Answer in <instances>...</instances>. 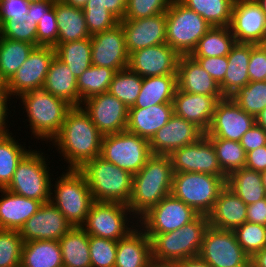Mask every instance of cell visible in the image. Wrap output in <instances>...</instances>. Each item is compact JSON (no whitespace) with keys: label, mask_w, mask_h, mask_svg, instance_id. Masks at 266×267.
<instances>
[{"label":"cell","mask_w":266,"mask_h":267,"mask_svg":"<svg viewBox=\"0 0 266 267\" xmlns=\"http://www.w3.org/2000/svg\"><path fill=\"white\" fill-rule=\"evenodd\" d=\"M102 139L103 135L83 107L73 106L51 141L68 163V169H79L88 160L100 156Z\"/></svg>","instance_id":"cell-1"},{"label":"cell","mask_w":266,"mask_h":267,"mask_svg":"<svg viewBox=\"0 0 266 267\" xmlns=\"http://www.w3.org/2000/svg\"><path fill=\"white\" fill-rule=\"evenodd\" d=\"M173 167L169 155H152L133 175L132 194L127 204L138 219L171 194Z\"/></svg>","instance_id":"cell-2"},{"label":"cell","mask_w":266,"mask_h":267,"mask_svg":"<svg viewBox=\"0 0 266 267\" xmlns=\"http://www.w3.org/2000/svg\"><path fill=\"white\" fill-rule=\"evenodd\" d=\"M18 98H21L25 106L23 108L27 112L31 134L36 139L46 142H50L59 133L68 111L73 107L44 88L28 91Z\"/></svg>","instance_id":"cell-3"},{"label":"cell","mask_w":266,"mask_h":267,"mask_svg":"<svg viewBox=\"0 0 266 267\" xmlns=\"http://www.w3.org/2000/svg\"><path fill=\"white\" fill-rule=\"evenodd\" d=\"M86 178L94 201L127 205L132 194L133 175L98 156L78 169Z\"/></svg>","instance_id":"cell-4"},{"label":"cell","mask_w":266,"mask_h":267,"mask_svg":"<svg viewBox=\"0 0 266 267\" xmlns=\"http://www.w3.org/2000/svg\"><path fill=\"white\" fill-rule=\"evenodd\" d=\"M208 227V216L199 214L182 228L154 235L150 239L152 260L175 262L198 256Z\"/></svg>","instance_id":"cell-5"},{"label":"cell","mask_w":266,"mask_h":267,"mask_svg":"<svg viewBox=\"0 0 266 267\" xmlns=\"http://www.w3.org/2000/svg\"><path fill=\"white\" fill-rule=\"evenodd\" d=\"M65 171L67 172H62L63 174L56 178L50 201L73 227H82L94 200L85 176L78 169Z\"/></svg>","instance_id":"cell-6"},{"label":"cell","mask_w":266,"mask_h":267,"mask_svg":"<svg viewBox=\"0 0 266 267\" xmlns=\"http://www.w3.org/2000/svg\"><path fill=\"white\" fill-rule=\"evenodd\" d=\"M211 27L202 16L179 0H173L166 11V43L180 56L191 55Z\"/></svg>","instance_id":"cell-7"},{"label":"cell","mask_w":266,"mask_h":267,"mask_svg":"<svg viewBox=\"0 0 266 267\" xmlns=\"http://www.w3.org/2000/svg\"><path fill=\"white\" fill-rule=\"evenodd\" d=\"M226 181L227 177L204 173H174L171 194L197 213L208 215L221 190L226 186Z\"/></svg>","instance_id":"cell-8"},{"label":"cell","mask_w":266,"mask_h":267,"mask_svg":"<svg viewBox=\"0 0 266 267\" xmlns=\"http://www.w3.org/2000/svg\"><path fill=\"white\" fill-rule=\"evenodd\" d=\"M36 150H28L19 161L10 184L5 188L8 191L40 201L49 202L51 195V183L47 160L43 153ZM49 168V169H48Z\"/></svg>","instance_id":"cell-9"},{"label":"cell","mask_w":266,"mask_h":267,"mask_svg":"<svg viewBox=\"0 0 266 267\" xmlns=\"http://www.w3.org/2000/svg\"><path fill=\"white\" fill-rule=\"evenodd\" d=\"M152 155L149 141L127 130L103 136L100 157L132 175L138 173Z\"/></svg>","instance_id":"cell-10"},{"label":"cell","mask_w":266,"mask_h":267,"mask_svg":"<svg viewBox=\"0 0 266 267\" xmlns=\"http://www.w3.org/2000/svg\"><path fill=\"white\" fill-rule=\"evenodd\" d=\"M131 213L129 207L122 203L94 201L82 228L89 235L118 241L136 228L135 223L129 225L130 219H136L131 217Z\"/></svg>","instance_id":"cell-11"},{"label":"cell","mask_w":266,"mask_h":267,"mask_svg":"<svg viewBox=\"0 0 266 267\" xmlns=\"http://www.w3.org/2000/svg\"><path fill=\"white\" fill-rule=\"evenodd\" d=\"M199 213L172 194L165 196L139 219L140 227L151 239L156 234L168 233L193 221Z\"/></svg>","instance_id":"cell-12"},{"label":"cell","mask_w":266,"mask_h":267,"mask_svg":"<svg viewBox=\"0 0 266 267\" xmlns=\"http://www.w3.org/2000/svg\"><path fill=\"white\" fill-rule=\"evenodd\" d=\"M199 256L210 267H250V257L237 242L233 230L210 225L205 231Z\"/></svg>","instance_id":"cell-13"},{"label":"cell","mask_w":266,"mask_h":267,"mask_svg":"<svg viewBox=\"0 0 266 267\" xmlns=\"http://www.w3.org/2000/svg\"><path fill=\"white\" fill-rule=\"evenodd\" d=\"M255 124L254 116L241 109L231 97H224L217 102L211 124L205 135L208 139L240 142L242 136Z\"/></svg>","instance_id":"cell-14"},{"label":"cell","mask_w":266,"mask_h":267,"mask_svg":"<svg viewBox=\"0 0 266 267\" xmlns=\"http://www.w3.org/2000/svg\"><path fill=\"white\" fill-rule=\"evenodd\" d=\"M55 57L52 46H35L26 61L5 84L10 98L43 88L51 61Z\"/></svg>","instance_id":"cell-15"},{"label":"cell","mask_w":266,"mask_h":267,"mask_svg":"<svg viewBox=\"0 0 266 267\" xmlns=\"http://www.w3.org/2000/svg\"><path fill=\"white\" fill-rule=\"evenodd\" d=\"M174 173L192 172L227 177L221 170L212 142L204 134L196 142L169 155Z\"/></svg>","instance_id":"cell-16"},{"label":"cell","mask_w":266,"mask_h":267,"mask_svg":"<svg viewBox=\"0 0 266 267\" xmlns=\"http://www.w3.org/2000/svg\"><path fill=\"white\" fill-rule=\"evenodd\" d=\"M81 106L103 136L127 130L129 109L109 92L94 95Z\"/></svg>","instance_id":"cell-17"},{"label":"cell","mask_w":266,"mask_h":267,"mask_svg":"<svg viewBox=\"0 0 266 267\" xmlns=\"http://www.w3.org/2000/svg\"><path fill=\"white\" fill-rule=\"evenodd\" d=\"M236 42L262 44L266 36V14L252 0H234L229 25Z\"/></svg>","instance_id":"cell-18"},{"label":"cell","mask_w":266,"mask_h":267,"mask_svg":"<svg viewBox=\"0 0 266 267\" xmlns=\"http://www.w3.org/2000/svg\"><path fill=\"white\" fill-rule=\"evenodd\" d=\"M90 38L92 65L108 67L116 72L128 68L129 54L126 49L125 33L120 23Z\"/></svg>","instance_id":"cell-19"},{"label":"cell","mask_w":266,"mask_h":267,"mask_svg":"<svg viewBox=\"0 0 266 267\" xmlns=\"http://www.w3.org/2000/svg\"><path fill=\"white\" fill-rule=\"evenodd\" d=\"M73 226L63 213L51 202L42 203L19 230L24 242L34 240H57Z\"/></svg>","instance_id":"cell-20"},{"label":"cell","mask_w":266,"mask_h":267,"mask_svg":"<svg viewBox=\"0 0 266 267\" xmlns=\"http://www.w3.org/2000/svg\"><path fill=\"white\" fill-rule=\"evenodd\" d=\"M179 58L167 43L153 45L130 53L128 68L143 78L177 75Z\"/></svg>","instance_id":"cell-21"},{"label":"cell","mask_w":266,"mask_h":267,"mask_svg":"<svg viewBox=\"0 0 266 267\" xmlns=\"http://www.w3.org/2000/svg\"><path fill=\"white\" fill-rule=\"evenodd\" d=\"M205 133L194 123L173 114L168 123L149 141L153 155H170L174 150L196 142Z\"/></svg>","instance_id":"cell-22"},{"label":"cell","mask_w":266,"mask_h":267,"mask_svg":"<svg viewBox=\"0 0 266 267\" xmlns=\"http://www.w3.org/2000/svg\"><path fill=\"white\" fill-rule=\"evenodd\" d=\"M125 33L128 54L166 43V12L140 19L119 21Z\"/></svg>","instance_id":"cell-23"},{"label":"cell","mask_w":266,"mask_h":267,"mask_svg":"<svg viewBox=\"0 0 266 267\" xmlns=\"http://www.w3.org/2000/svg\"><path fill=\"white\" fill-rule=\"evenodd\" d=\"M224 96H208L187 93L177 88L173 98V111L189 122L194 123L204 133L208 130L217 102Z\"/></svg>","instance_id":"cell-24"},{"label":"cell","mask_w":266,"mask_h":267,"mask_svg":"<svg viewBox=\"0 0 266 267\" xmlns=\"http://www.w3.org/2000/svg\"><path fill=\"white\" fill-rule=\"evenodd\" d=\"M178 89L193 94L223 96L219 85L191 55H181L177 68Z\"/></svg>","instance_id":"cell-25"},{"label":"cell","mask_w":266,"mask_h":267,"mask_svg":"<svg viewBox=\"0 0 266 267\" xmlns=\"http://www.w3.org/2000/svg\"><path fill=\"white\" fill-rule=\"evenodd\" d=\"M246 214L247 205L226 185L207 216L210 226L222 230H234L246 222Z\"/></svg>","instance_id":"cell-26"},{"label":"cell","mask_w":266,"mask_h":267,"mask_svg":"<svg viewBox=\"0 0 266 267\" xmlns=\"http://www.w3.org/2000/svg\"><path fill=\"white\" fill-rule=\"evenodd\" d=\"M135 226L137 228L117 241V253L114 267L150 266L152 262L150 238L140 227L138 221Z\"/></svg>","instance_id":"cell-27"},{"label":"cell","mask_w":266,"mask_h":267,"mask_svg":"<svg viewBox=\"0 0 266 267\" xmlns=\"http://www.w3.org/2000/svg\"><path fill=\"white\" fill-rule=\"evenodd\" d=\"M173 114V103H161L148 108H129L127 131L150 141Z\"/></svg>","instance_id":"cell-28"},{"label":"cell","mask_w":266,"mask_h":267,"mask_svg":"<svg viewBox=\"0 0 266 267\" xmlns=\"http://www.w3.org/2000/svg\"><path fill=\"white\" fill-rule=\"evenodd\" d=\"M0 229L20 230L24 223L35 214L41 202L0 189Z\"/></svg>","instance_id":"cell-29"},{"label":"cell","mask_w":266,"mask_h":267,"mask_svg":"<svg viewBox=\"0 0 266 267\" xmlns=\"http://www.w3.org/2000/svg\"><path fill=\"white\" fill-rule=\"evenodd\" d=\"M251 57V43L236 42L227 55L228 66L223 82L219 85L224 97H232L249 80L248 64Z\"/></svg>","instance_id":"cell-30"},{"label":"cell","mask_w":266,"mask_h":267,"mask_svg":"<svg viewBox=\"0 0 266 267\" xmlns=\"http://www.w3.org/2000/svg\"><path fill=\"white\" fill-rule=\"evenodd\" d=\"M55 15L58 26L57 43L79 41L91 37L82 8L74 7L64 1H55Z\"/></svg>","instance_id":"cell-31"},{"label":"cell","mask_w":266,"mask_h":267,"mask_svg":"<svg viewBox=\"0 0 266 267\" xmlns=\"http://www.w3.org/2000/svg\"><path fill=\"white\" fill-rule=\"evenodd\" d=\"M43 88L72 106H78L77 78L67 64L56 56L50 63Z\"/></svg>","instance_id":"cell-32"},{"label":"cell","mask_w":266,"mask_h":267,"mask_svg":"<svg viewBox=\"0 0 266 267\" xmlns=\"http://www.w3.org/2000/svg\"><path fill=\"white\" fill-rule=\"evenodd\" d=\"M177 88V75L143 78L140 94L131 108H148L161 103H173Z\"/></svg>","instance_id":"cell-33"},{"label":"cell","mask_w":266,"mask_h":267,"mask_svg":"<svg viewBox=\"0 0 266 267\" xmlns=\"http://www.w3.org/2000/svg\"><path fill=\"white\" fill-rule=\"evenodd\" d=\"M58 242L63 267H91L89 234L82 227H72Z\"/></svg>","instance_id":"cell-34"},{"label":"cell","mask_w":266,"mask_h":267,"mask_svg":"<svg viewBox=\"0 0 266 267\" xmlns=\"http://www.w3.org/2000/svg\"><path fill=\"white\" fill-rule=\"evenodd\" d=\"M20 267H63L59 242L57 240L24 242Z\"/></svg>","instance_id":"cell-35"},{"label":"cell","mask_w":266,"mask_h":267,"mask_svg":"<svg viewBox=\"0 0 266 267\" xmlns=\"http://www.w3.org/2000/svg\"><path fill=\"white\" fill-rule=\"evenodd\" d=\"M226 185L231 188L246 205L266 198L261 172L255 170L244 167L233 171L227 177Z\"/></svg>","instance_id":"cell-36"},{"label":"cell","mask_w":266,"mask_h":267,"mask_svg":"<svg viewBox=\"0 0 266 267\" xmlns=\"http://www.w3.org/2000/svg\"><path fill=\"white\" fill-rule=\"evenodd\" d=\"M35 45L0 36V82L5 85L26 61Z\"/></svg>","instance_id":"cell-37"},{"label":"cell","mask_w":266,"mask_h":267,"mask_svg":"<svg viewBox=\"0 0 266 267\" xmlns=\"http://www.w3.org/2000/svg\"><path fill=\"white\" fill-rule=\"evenodd\" d=\"M54 49L55 56L67 64L76 78L92 65L90 37L79 41L57 43Z\"/></svg>","instance_id":"cell-38"},{"label":"cell","mask_w":266,"mask_h":267,"mask_svg":"<svg viewBox=\"0 0 266 267\" xmlns=\"http://www.w3.org/2000/svg\"><path fill=\"white\" fill-rule=\"evenodd\" d=\"M116 71L114 69L91 65L77 78L78 106L86 99L108 92Z\"/></svg>","instance_id":"cell-39"},{"label":"cell","mask_w":266,"mask_h":267,"mask_svg":"<svg viewBox=\"0 0 266 267\" xmlns=\"http://www.w3.org/2000/svg\"><path fill=\"white\" fill-rule=\"evenodd\" d=\"M236 43L229 26L211 27L199 40L192 57L227 56Z\"/></svg>","instance_id":"cell-40"},{"label":"cell","mask_w":266,"mask_h":267,"mask_svg":"<svg viewBox=\"0 0 266 267\" xmlns=\"http://www.w3.org/2000/svg\"><path fill=\"white\" fill-rule=\"evenodd\" d=\"M202 16L212 27H227L231 22L234 0H179Z\"/></svg>","instance_id":"cell-41"},{"label":"cell","mask_w":266,"mask_h":267,"mask_svg":"<svg viewBox=\"0 0 266 267\" xmlns=\"http://www.w3.org/2000/svg\"><path fill=\"white\" fill-rule=\"evenodd\" d=\"M12 135L11 132L0 136V189L10 184L19 161L28 152Z\"/></svg>","instance_id":"cell-42"},{"label":"cell","mask_w":266,"mask_h":267,"mask_svg":"<svg viewBox=\"0 0 266 267\" xmlns=\"http://www.w3.org/2000/svg\"><path fill=\"white\" fill-rule=\"evenodd\" d=\"M143 77L129 68L115 73L108 92L123 102L128 109L133 107L140 94Z\"/></svg>","instance_id":"cell-43"},{"label":"cell","mask_w":266,"mask_h":267,"mask_svg":"<svg viewBox=\"0 0 266 267\" xmlns=\"http://www.w3.org/2000/svg\"><path fill=\"white\" fill-rule=\"evenodd\" d=\"M215 149L222 172L228 177L233 171L245 167L246 156L240 142L227 139H209Z\"/></svg>","instance_id":"cell-44"},{"label":"cell","mask_w":266,"mask_h":267,"mask_svg":"<svg viewBox=\"0 0 266 267\" xmlns=\"http://www.w3.org/2000/svg\"><path fill=\"white\" fill-rule=\"evenodd\" d=\"M241 109L255 118L266 108V81H252L231 97Z\"/></svg>","instance_id":"cell-45"},{"label":"cell","mask_w":266,"mask_h":267,"mask_svg":"<svg viewBox=\"0 0 266 267\" xmlns=\"http://www.w3.org/2000/svg\"><path fill=\"white\" fill-rule=\"evenodd\" d=\"M233 232L237 242L250 258L266 247V226L264 225L246 221Z\"/></svg>","instance_id":"cell-46"},{"label":"cell","mask_w":266,"mask_h":267,"mask_svg":"<svg viewBox=\"0 0 266 267\" xmlns=\"http://www.w3.org/2000/svg\"><path fill=\"white\" fill-rule=\"evenodd\" d=\"M83 12L90 36L109 30L119 24V20L106 10L100 0H88L83 7Z\"/></svg>","instance_id":"cell-47"},{"label":"cell","mask_w":266,"mask_h":267,"mask_svg":"<svg viewBox=\"0 0 266 267\" xmlns=\"http://www.w3.org/2000/svg\"><path fill=\"white\" fill-rule=\"evenodd\" d=\"M23 244L19 230L0 229V267H20Z\"/></svg>","instance_id":"cell-48"},{"label":"cell","mask_w":266,"mask_h":267,"mask_svg":"<svg viewBox=\"0 0 266 267\" xmlns=\"http://www.w3.org/2000/svg\"><path fill=\"white\" fill-rule=\"evenodd\" d=\"M91 267H114L117 241L89 235Z\"/></svg>","instance_id":"cell-49"},{"label":"cell","mask_w":266,"mask_h":267,"mask_svg":"<svg viewBox=\"0 0 266 267\" xmlns=\"http://www.w3.org/2000/svg\"><path fill=\"white\" fill-rule=\"evenodd\" d=\"M173 0H127L124 19H140L165 13Z\"/></svg>","instance_id":"cell-50"},{"label":"cell","mask_w":266,"mask_h":267,"mask_svg":"<svg viewBox=\"0 0 266 267\" xmlns=\"http://www.w3.org/2000/svg\"><path fill=\"white\" fill-rule=\"evenodd\" d=\"M0 36L37 46V23L30 21H5L0 26Z\"/></svg>","instance_id":"cell-51"},{"label":"cell","mask_w":266,"mask_h":267,"mask_svg":"<svg viewBox=\"0 0 266 267\" xmlns=\"http://www.w3.org/2000/svg\"><path fill=\"white\" fill-rule=\"evenodd\" d=\"M58 26L54 7L45 14L42 20L37 24V46H52L57 45Z\"/></svg>","instance_id":"cell-52"},{"label":"cell","mask_w":266,"mask_h":267,"mask_svg":"<svg viewBox=\"0 0 266 267\" xmlns=\"http://www.w3.org/2000/svg\"><path fill=\"white\" fill-rule=\"evenodd\" d=\"M247 70L250 82L266 81V48L262 44H251V57Z\"/></svg>","instance_id":"cell-53"},{"label":"cell","mask_w":266,"mask_h":267,"mask_svg":"<svg viewBox=\"0 0 266 267\" xmlns=\"http://www.w3.org/2000/svg\"><path fill=\"white\" fill-rule=\"evenodd\" d=\"M29 6L26 0H0V26L5 21H23Z\"/></svg>","instance_id":"cell-54"},{"label":"cell","mask_w":266,"mask_h":267,"mask_svg":"<svg viewBox=\"0 0 266 267\" xmlns=\"http://www.w3.org/2000/svg\"><path fill=\"white\" fill-rule=\"evenodd\" d=\"M199 65L206 70L210 76L220 85L223 80L228 66L227 56L220 57H193Z\"/></svg>","instance_id":"cell-55"},{"label":"cell","mask_w":266,"mask_h":267,"mask_svg":"<svg viewBox=\"0 0 266 267\" xmlns=\"http://www.w3.org/2000/svg\"><path fill=\"white\" fill-rule=\"evenodd\" d=\"M240 144L246 153L265 146L266 130L262 126L255 124L242 136Z\"/></svg>","instance_id":"cell-56"},{"label":"cell","mask_w":266,"mask_h":267,"mask_svg":"<svg viewBox=\"0 0 266 267\" xmlns=\"http://www.w3.org/2000/svg\"><path fill=\"white\" fill-rule=\"evenodd\" d=\"M55 5L53 0H44L40 2H31L28 13L24 16L25 21H30L31 23H39L47 12H49Z\"/></svg>","instance_id":"cell-57"},{"label":"cell","mask_w":266,"mask_h":267,"mask_svg":"<svg viewBox=\"0 0 266 267\" xmlns=\"http://www.w3.org/2000/svg\"><path fill=\"white\" fill-rule=\"evenodd\" d=\"M245 168L257 172L266 170V145L247 152Z\"/></svg>","instance_id":"cell-58"},{"label":"cell","mask_w":266,"mask_h":267,"mask_svg":"<svg viewBox=\"0 0 266 267\" xmlns=\"http://www.w3.org/2000/svg\"><path fill=\"white\" fill-rule=\"evenodd\" d=\"M246 221L266 226V198L247 205Z\"/></svg>","instance_id":"cell-59"},{"label":"cell","mask_w":266,"mask_h":267,"mask_svg":"<svg viewBox=\"0 0 266 267\" xmlns=\"http://www.w3.org/2000/svg\"><path fill=\"white\" fill-rule=\"evenodd\" d=\"M9 97L10 94L7 92L5 85L2 84L0 86V136L10 133L9 129L7 128L8 120H6L8 119L7 117L9 115L8 113L9 109L7 104L8 103L7 101H10L8 99H11Z\"/></svg>","instance_id":"cell-60"},{"label":"cell","mask_w":266,"mask_h":267,"mask_svg":"<svg viewBox=\"0 0 266 267\" xmlns=\"http://www.w3.org/2000/svg\"><path fill=\"white\" fill-rule=\"evenodd\" d=\"M103 6L119 21H122L125 16L127 0H100Z\"/></svg>","instance_id":"cell-61"},{"label":"cell","mask_w":266,"mask_h":267,"mask_svg":"<svg viewBox=\"0 0 266 267\" xmlns=\"http://www.w3.org/2000/svg\"><path fill=\"white\" fill-rule=\"evenodd\" d=\"M177 267H210L199 255L175 261Z\"/></svg>","instance_id":"cell-62"},{"label":"cell","mask_w":266,"mask_h":267,"mask_svg":"<svg viewBox=\"0 0 266 267\" xmlns=\"http://www.w3.org/2000/svg\"><path fill=\"white\" fill-rule=\"evenodd\" d=\"M250 267H266V247L250 258Z\"/></svg>","instance_id":"cell-63"},{"label":"cell","mask_w":266,"mask_h":267,"mask_svg":"<svg viewBox=\"0 0 266 267\" xmlns=\"http://www.w3.org/2000/svg\"><path fill=\"white\" fill-rule=\"evenodd\" d=\"M256 124L262 126L266 130V108L255 118Z\"/></svg>","instance_id":"cell-64"},{"label":"cell","mask_w":266,"mask_h":267,"mask_svg":"<svg viewBox=\"0 0 266 267\" xmlns=\"http://www.w3.org/2000/svg\"><path fill=\"white\" fill-rule=\"evenodd\" d=\"M62 1L74 7L83 9V7L86 5L88 0H62Z\"/></svg>","instance_id":"cell-65"},{"label":"cell","mask_w":266,"mask_h":267,"mask_svg":"<svg viewBox=\"0 0 266 267\" xmlns=\"http://www.w3.org/2000/svg\"><path fill=\"white\" fill-rule=\"evenodd\" d=\"M149 267H177L175 262H157L152 260Z\"/></svg>","instance_id":"cell-66"},{"label":"cell","mask_w":266,"mask_h":267,"mask_svg":"<svg viewBox=\"0 0 266 267\" xmlns=\"http://www.w3.org/2000/svg\"><path fill=\"white\" fill-rule=\"evenodd\" d=\"M256 2L260 5L261 10L266 14V0H256Z\"/></svg>","instance_id":"cell-67"},{"label":"cell","mask_w":266,"mask_h":267,"mask_svg":"<svg viewBox=\"0 0 266 267\" xmlns=\"http://www.w3.org/2000/svg\"><path fill=\"white\" fill-rule=\"evenodd\" d=\"M261 179H262V184H263V187L266 191V170L261 172Z\"/></svg>","instance_id":"cell-68"},{"label":"cell","mask_w":266,"mask_h":267,"mask_svg":"<svg viewBox=\"0 0 266 267\" xmlns=\"http://www.w3.org/2000/svg\"><path fill=\"white\" fill-rule=\"evenodd\" d=\"M26 1L31 3V2H40V1H44V0H26Z\"/></svg>","instance_id":"cell-69"},{"label":"cell","mask_w":266,"mask_h":267,"mask_svg":"<svg viewBox=\"0 0 266 267\" xmlns=\"http://www.w3.org/2000/svg\"><path fill=\"white\" fill-rule=\"evenodd\" d=\"M262 45L266 48V36L264 38V41H263Z\"/></svg>","instance_id":"cell-70"}]
</instances>
